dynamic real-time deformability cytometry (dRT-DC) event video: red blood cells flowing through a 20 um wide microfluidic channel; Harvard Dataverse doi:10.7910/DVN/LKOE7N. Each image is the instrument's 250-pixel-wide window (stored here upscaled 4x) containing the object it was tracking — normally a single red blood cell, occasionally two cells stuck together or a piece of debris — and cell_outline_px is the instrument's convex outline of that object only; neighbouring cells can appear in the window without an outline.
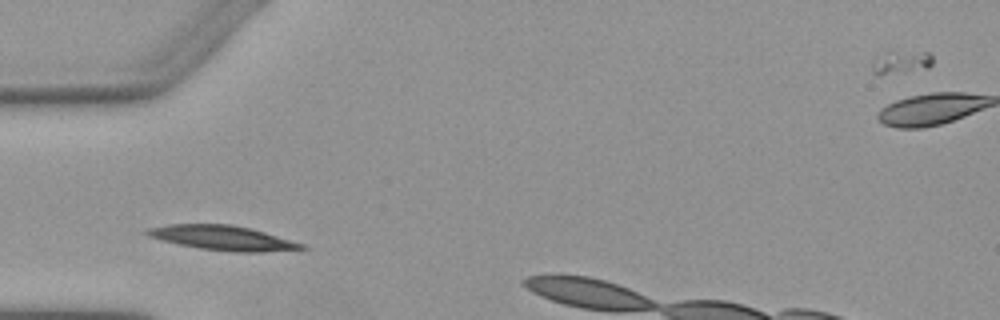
{"species": "Egyptian fruit bat (a non-hibernating species)", "species_latin": "Rousettus aegyptiacus", "temperature_condition": "warm", "stored_images_in_passage": 7, "camera_frame_rate_fps": 3000, "um_per_image_px": 0.085, "animal": {"sex": "female"}, "frame": {"image": 1, "passage_image": 2, "time_ms": 1.333, "image_size_px": [1000, 320], "cell_outline_px": [[308, 248], [264, 252], [236, 252], [200, 248], [180, 244], [148, 236], [144, 232], [148, 228], [168, 224], [232, 224], [252, 228], [304, 244]], "centroid_in_image_um": [18.95, 20.21], "position_along_channel_um": 66.1, "area_um2": 21.96}}
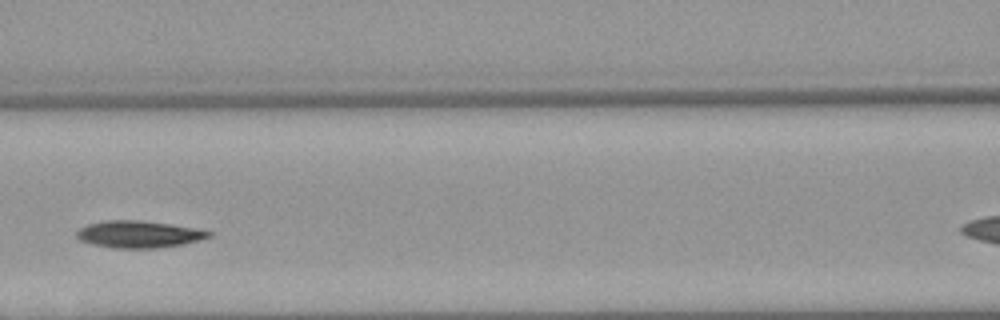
{"frame": {"image": 2, "passage_image": 4, "time_ms": 3.667, "image_size_px": [1000, 320], "cell_outline_px": [[212, 236], [200, 240], [184, 244], [156, 248], [112, 248], [92, 244], [80, 240], [76, 236], [76, 232], [80, 228], [88, 224], [104, 220], [140, 220], [200, 228], [212, 232]], "centroid_in_image_um": [11.83, 19.91], "position_along_channel_um": 154.8, "area_um2": 20.98}}
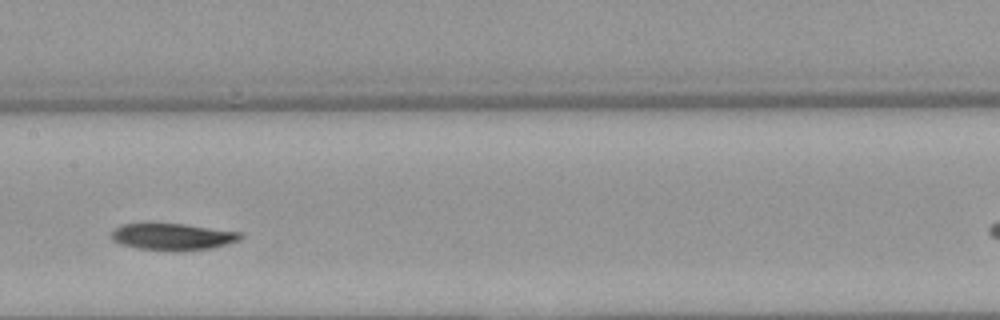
{"frame": {"image": 3, "passage_image": 5, "time_ms": 4.667, "image_size_px": [1000, 320], "cell_outline_px": [[244, 236], [240, 240], [212, 248], [180, 252], [172, 252], [136, 248], [120, 244], [112, 240], [112, 228], [120, 224], [184, 224], [244, 232]], "centroid_in_image_um": [14.7, 20.14], "position_along_channel_um": 192.7, "area_um2": 20.58}}